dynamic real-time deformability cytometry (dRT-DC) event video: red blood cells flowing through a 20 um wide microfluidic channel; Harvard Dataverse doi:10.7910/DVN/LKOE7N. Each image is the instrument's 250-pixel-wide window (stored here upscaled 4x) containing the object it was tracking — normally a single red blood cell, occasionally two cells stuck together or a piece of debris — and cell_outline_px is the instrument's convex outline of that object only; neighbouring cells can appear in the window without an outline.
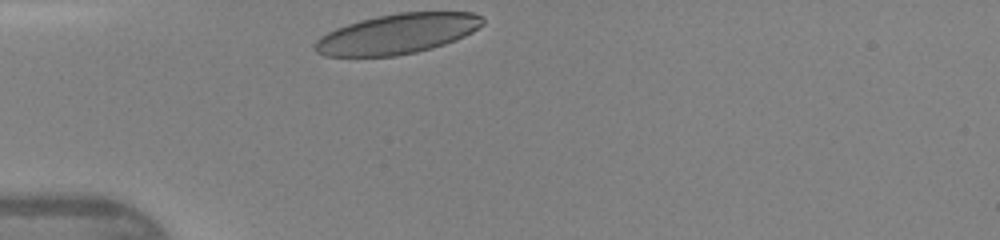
{"species": "human", "species_latin": "Homo sapiens", "temperature_condition": "warm", "stored_images_in_passage": 26, "camera_frame_rate_fps": 3000, "um_per_image_px": 0.085, "donor": {"sex": "female"}, "frame": {"image": 1, "passage_image": 1, "time_ms": 0.0, "image_size_px": [1000, 240], "cell_outline_px": [[484, 24], [472, 32], [456, 40], [432, 48], [416, 52], [396, 56], [324, 56], [316, 52], [312, 48], [316, 40], [320, 36], [336, 28], [360, 20], [376, 16], [400, 12], [472, 12], [484, 16]], "centroid_in_image_um": [33.77, 2.87], "position_along_channel_um": 51.2, "area_um2": 39.3}}
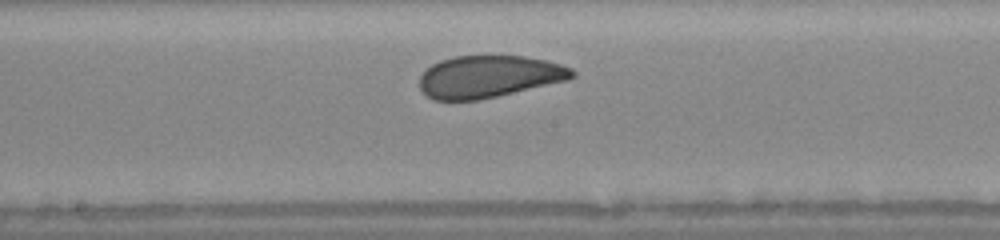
{"frame": {"image": 2, "passage_image": 13, "time_ms": 4.0, "image_size_px": [1000, 240], "cell_outline_px": [[576, 76], [568, 80], [496, 96], [476, 100], [432, 100], [420, 88], [420, 76], [432, 64], [440, 60], [456, 56], [524, 56], [544, 60], [560, 64], [572, 68], [576, 72]], "centroid_in_image_um": [41.57, 6.5], "position_along_channel_um": 206.6, "area_um2": 37.22}}
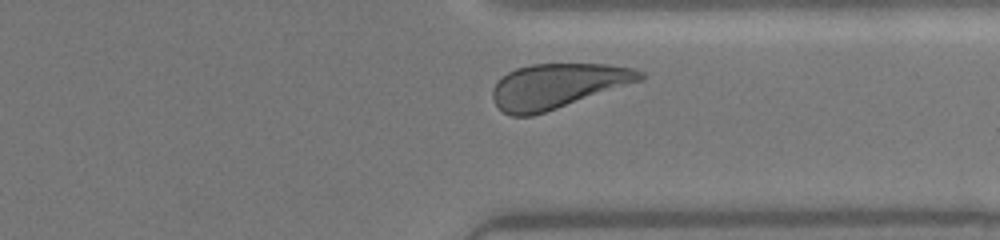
{"frame": {"image": 3, "passage_image": 24, "time_ms": 7.667, "image_size_px": [1000, 240], "cell_outline_px": [[648, 76], [644, 80], [532, 116], [512, 116], [504, 112], [496, 104], [492, 96], [492, 88], [508, 72], [516, 68], [532, 64], [608, 64], [632, 68], [644, 72]], "centroid_in_image_um": [47.44, 7.29], "position_along_channel_um": 364.0, "area_um2": 38.32}, "authors_computed_cell_mechanics": {"area_um2": 38.7549, "velocity_mm_per_s": 4.2898, "shape_relaxation_time_tau1_ms": 3.249, "shape_relaxation_time_tau2_ms": 1.1848, "deformation_change_tau1": 0.1206, "deformation_change_tau2": 0.0812}}